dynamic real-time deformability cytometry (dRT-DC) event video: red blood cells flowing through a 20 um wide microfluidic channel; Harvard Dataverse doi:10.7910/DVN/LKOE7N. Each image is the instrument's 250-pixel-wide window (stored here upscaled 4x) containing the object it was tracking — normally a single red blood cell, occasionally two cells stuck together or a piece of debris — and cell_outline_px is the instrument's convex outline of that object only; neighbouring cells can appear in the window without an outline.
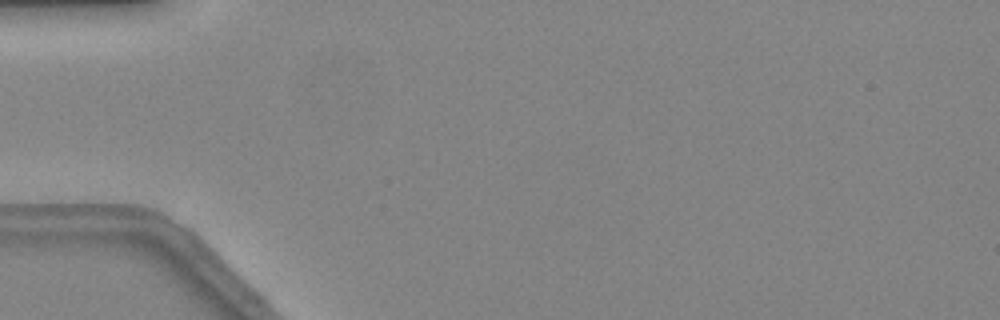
{"species": "common noctule bat (a hibernating species)", "species_latin": "Nyctalus noctula", "temperature_condition": "warm", "stored_images_in_passage": 2, "camera_frame_rate_fps": 3000, "um_per_image_px": 0.085, "animal": {"sex": "female", "body_mass_g": 24.6, "forearm_length_mm": 56.2}, "frame": {"image": 1, "passage_image": 1, "time_ms": 0.0, "image_size_px": [1000, 320], "cell_outline_px": [[192, 268], [28, 232], [28, 228], [152, 228], [176, 244], [188, 260]], "centroid_in_image_um": [10.41, 20.56], "position_along_channel_um": 74.6, "area_um2": 21.56}}